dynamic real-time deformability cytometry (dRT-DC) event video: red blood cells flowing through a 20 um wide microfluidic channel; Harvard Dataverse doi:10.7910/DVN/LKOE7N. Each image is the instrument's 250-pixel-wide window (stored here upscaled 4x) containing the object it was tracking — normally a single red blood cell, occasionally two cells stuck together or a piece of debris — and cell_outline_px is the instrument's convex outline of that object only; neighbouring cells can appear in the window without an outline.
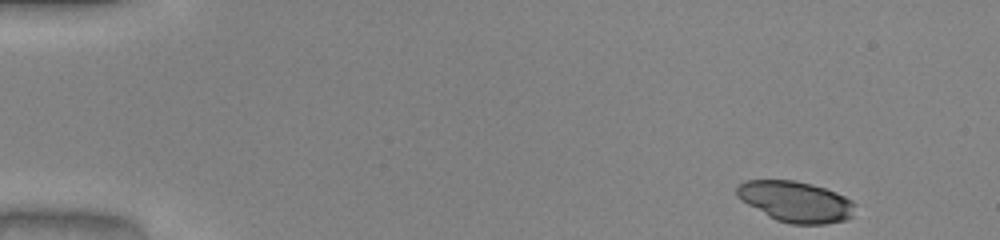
{"species": "common noctule bat (a hibernating species)", "species_latin": "Nyctalus noctula", "temperature_condition": "warm", "stored_images_in_passage": 46, "camera_frame_rate_fps": 3000, "um_per_image_px": 0.085, "animal": {"sex": "male", "body_mass_g": 20.0, "forearm_length_mm": 53.3}, "frame": {"image": 1, "passage_image": 1, "time_ms": 0.0, "image_size_px": [1000, 240], "cell_outline_px": [[856, 204], [852, 216], [844, 220], [824, 224], [792, 224], [776, 220], [768, 216], [740, 200], [736, 196], [736, 188], [740, 184], [748, 180], [792, 180], [812, 184], [836, 192], [852, 200]], "centroid_in_image_um": [67.63, 17.14], "position_along_channel_um": 17.4, "area_um2": 28.09}}